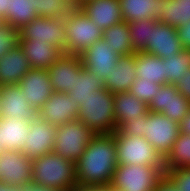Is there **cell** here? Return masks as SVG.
I'll return each mask as SVG.
<instances>
[{"mask_svg": "<svg viewBox=\"0 0 190 191\" xmlns=\"http://www.w3.org/2000/svg\"><path fill=\"white\" fill-rule=\"evenodd\" d=\"M117 163L123 165H151L164 167V158L144 137L114 131Z\"/></svg>", "mask_w": 190, "mask_h": 191, "instance_id": "6", "label": "cell"}, {"mask_svg": "<svg viewBox=\"0 0 190 191\" xmlns=\"http://www.w3.org/2000/svg\"><path fill=\"white\" fill-rule=\"evenodd\" d=\"M79 114V105L68 93L53 91L37 111V116L54 126H60L77 119Z\"/></svg>", "mask_w": 190, "mask_h": 191, "instance_id": "13", "label": "cell"}, {"mask_svg": "<svg viewBox=\"0 0 190 191\" xmlns=\"http://www.w3.org/2000/svg\"><path fill=\"white\" fill-rule=\"evenodd\" d=\"M114 116L116 130L125 122L140 117L148 110V105L132 95L129 91L114 94Z\"/></svg>", "mask_w": 190, "mask_h": 191, "instance_id": "24", "label": "cell"}, {"mask_svg": "<svg viewBox=\"0 0 190 191\" xmlns=\"http://www.w3.org/2000/svg\"><path fill=\"white\" fill-rule=\"evenodd\" d=\"M155 191H178L172 182L164 176L157 184Z\"/></svg>", "mask_w": 190, "mask_h": 191, "instance_id": "41", "label": "cell"}, {"mask_svg": "<svg viewBox=\"0 0 190 191\" xmlns=\"http://www.w3.org/2000/svg\"><path fill=\"white\" fill-rule=\"evenodd\" d=\"M179 130L182 134H189L190 135V110L188 111L187 115L183 117L181 122L179 123Z\"/></svg>", "mask_w": 190, "mask_h": 191, "instance_id": "43", "label": "cell"}, {"mask_svg": "<svg viewBox=\"0 0 190 191\" xmlns=\"http://www.w3.org/2000/svg\"><path fill=\"white\" fill-rule=\"evenodd\" d=\"M30 121L0 117V147L4 150L22 151L27 139Z\"/></svg>", "mask_w": 190, "mask_h": 191, "instance_id": "22", "label": "cell"}, {"mask_svg": "<svg viewBox=\"0 0 190 191\" xmlns=\"http://www.w3.org/2000/svg\"><path fill=\"white\" fill-rule=\"evenodd\" d=\"M148 110L161 113L179 124L190 110V101L177 90L175 84H163L149 103Z\"/></svg>", "mask_w": 190, "mask_h": 191, "instance_id": "11", "label": "cell"}, {"mask_svg": "<svg viewBox=\"0 0 190 191\" xmlns=\"http://www.w3.org/2000/svg\"><path fill=\"white\" fill-rule=\"evenodd\" d=\"M33 8L39 17L43 18H64L71 7L62 0H32Z\"/></svg>", "mask_w": 190, "mask_h": 191, "instance_id": "34", "label": "cell"}, {"mask_svg": "<svg viewBox=\"0 0 190 191\" xmlns=\"http://www.w3.org/2000/svg\"><path fill=\"white\" fill-rule=\"evenodd\" d=\"M120 56L103 38L80 54L83 67L95 73L103 81L110 77Z\"/></svg>", "mask_w": 190, "mask_h": 191, "instance_id": "14", "label": "cell"}, {"mask_svg": "<svg viewBox=\"0 0 190 191\" xmlns=\"http://www.w3.org/2000/svg\"><path fill=\"white\" fill-rule=\"evenodd\" d=\"M117 166L114 133L96 134L76 161L78 185L109 186Z\"/></svg>", "mask_w": 190, "mask_h": 191, "instance_id": "1", "label": "cell"}, {"mask_svg": "<svg viewBox=\"0 0 190 191\" xmlns=\"http://www.w3.org/2000/svg\"><path fill=\"white\" fill-rule=\"evenodd\" d=\"M32 172L31 185L59 191H71L78 186L76 162L54 152L34 158Z\"/></svg>", "mask_w": 190, "mask_h": 191, "instance_id": "2", "label": "cell"}, {"mask_svg": "<svg viewBox=\"0 0 190 191\" xmlns=\"http://www.w3.org/2000/svg\"><path fill=\"white\" fill-rule=\"evenodd\" d=\"M177 90L190 101V68L185 75L175 83Z\"/></svg>", "mask_w": 190, "mask_h": 191, "instance_id": "40", "label": "cell"}, {"mask_svg": "<svg viewBox=\"0 0 190 191\" xmlns=\"http://www.w3.org/2000/svg\"><path fill=\"white\" fill-rule=\"evenodd\" d=\"M113 108L114 94L106 88L100 89L79 106L77 119L96 134H112L116 130Z\"/></svg>", "mask_w": 190, "mask_h": 191, "instance_id": "3", "label": "cell"}, {"mask_svg": "<svg viewBox=\"0 0 190 191\" xmlns=\"http://www.w3.org/2000/svg\"><path fill=\"white\" fill-rule=\"evenodd\" d=\"M90 1H93V0H78V8L83 5L84 3H88Z\"/></svg>", "mask_w": 190, "mask_h": 191, "instance_id": "48", "label": "cell"}, {"mask_svg": "<svg viewBox=\"0 0 190 191\" xmlns=\"http://www.w3.org/2000/svg\"><path fill=\"white\" fill-rule=\"evenodd\" d=\"M19 40L50 43L65 53L64 18L37 17L19 30Z\"/></svg>", "mask_w": 190, "mask_h": 191, "instance_id": "9", "label": "cell"}, {"mask_svg": "<svg viewBox=\"0 0 190 191\" xmlns=\"http://www.w3.org/2000/svg\"><path fill=\"white\" fill-rule=\"evenodd\" d=\"M136 78L134 54L121 55L113 67L110 77L104 81V87L113 94L129 91Z\"/></svg>", "mask_w": 190, "mask_h": 191, "instance_id": "21", "label": "cell"}, {"mask_svg": "<svg viewBox=\"0 0 190 191\" xmlns=\"http://www.w3.org/2000/svg\"><path fill=\"white\" fill-rule=\"evenodd\" d=\"M178 38L183 50H190V21H185L184 26L176 28Z\"/></svg>", "mask_w": 190, "mask_h": 191, "instance_id": "39", "label": "cell"}, {"mask_svg": "<svg viewBox=\"0 0 190 191\" xmlns=\"http://www.w3.org/2000/svg\"><path fill=\"white\" fill-rule=\"evenodd\" d=\"M123 21L155 20L160 0H119Z\"/></svg>", "mask_w": 190, "mask_h": 191, "instance_id": "27", "label": "cell"}, {"mask_svg": "<svg viewBox=\"0 0 190 191\" xmlns=\"http://www.w3.org/2000/svg\"><path fill=\"white\" fill-rule=\"evenodd\" d=\"M18 85L28 99V104L36 111L41 109L54 91L48 72L43 69L31 68Z\"/></svg>", "mask_w": 190, "mask_h": 191, "instance_id": "17", "label": "cell"}, {"mask_svg": "<svg viewBox=\"0 0 190 191\" xmlns=\"http://www.w3.org/2000/svg\"><path fill=\"white\" fill-rule=\"evenodd\" d=\"M136 63V78L153 81L156 84H166L163 59L145 52L134 53Z\"/></svg>", "mask_w": 190, "mask_h": 191, "instance_id": "25", "label": "cell"}, {"mask_svg": "<svg viewBox=\"0 0 190 191\" xmlns=\"http://www.w3.org/2000/svg\"><path fill=\"white\" fill-rule=\"evenodd\" d=\"M19 44L32 69L47 70L62 54H64L60 49L46 42L19 40Z\"/></svg>", "mask_w": 190, "mask_h": 191, "instance_id": "23", "label": "cell"}, {"mask_svg": "<svg viewBox=\"0 0 190 191\" xmlns=\"http://www.w3.org/2000/svg\"><path fill=\"white\" fill-rule=\"evenodd\" d=\"M19 44V30L8 23L0 22V58Z\"/></svg>", "mask_w": 190, "mask_h": 191, "instance_id": "36", "label": "cell"}, {"mask_svg": "<svg viewBox=\"0 0 190 191\" xmlns=\"http://www.w3.org/2000/svg\"><path fill=\"white\" fill-rule=\"evenodd\" d=\"M74 90L69 94L70 98L80 106L89 99L97 90L104 89V81L101 80L95 73L82 67L76 73V82Z\"/></svg>", "mask_w": 190, "mask_h": 191, "instance_id": "28", "label": "cell"}, {"mask_svg": "<svg viewBox=\"0 0 190 191\" xmlns=\"http://www.w3.org/2000/svg\"><path fill=\"white\" fill-rule=\"evenodd\" d=\"M79 9L102 31L123 21L119 0H93Z\"/></svg>", "mask_w": 190, "mask_h": 191, "instance_id": "20", "label": "cell"}, {"mask_svg": "<svg viewBox=\"0 0 190 191\" xmlns=\"http://www.w3.org/2000/svg\"><path fill=\"white\" fill-rule=\"evenodd\" d=\"M165 176L178 191H190V167L167 169Z\"/></svg>", "mask_w": 190, "mask_h": 191, "instance_id": "37", "label": "cell"}, {"mask_svg": "<svg viewBox=\"0 0 190 191\" xmlns=\"http://www.w3.org/2000/svg\"><path fill=\"white\" fill-rule=\"evenodd\" d=\"M149 110L138 118H134L125 122L119 130L125 135L140 136L143 137L144 123Z\"/></svg>", "mask_w": 190, "mask_h": 191, "instance_id": "38", "label": "cell"}, {"mask_svg": "<svg viewBox=\"0 0 190 191\" xmlns=\"http://www.w3.org/2000/svg\"><path fill=\"white\" fill-rule=\"evenodd\" d=\"M164 176V167L118 164L109 186L115 191H155Z\"/></svg>", "mask_w": 190, "mask_h": 191, "instance_id": "5", "label": "cell"}, {"mask_svg": "<svg viewBox=\"0 0 190 191\" xmlns=\"http://www.w3.org/2000/svg\"><path fill=\"white\" fill-rule=\"evenodd\" d=\"M0 114L1 117H14L31 121L37 117V111L28 104V99L18 84L0 87Z\"/></svg>", "mask_w": 190, "mask_h": 191, "instance_id": "18", "label": "cell"}, {"mask_svg": "<svg viewBox=\"0 0 190 191\" xmlns=\"http://www.w3.org/2000/svg\"><path fill=\"white\" fill-rule=\"evenodd\" d=\"M166 84H175L190 68V50H182L170 59H163Z\"/></svg>", "mask_w": 190, "mask_h": 191, "instance_id": "32", "label": "cell"}, {"mask_svg": "<svg viewBox=\"0 0 190 191\" xmlns=\"http://www.w3.org/2000/svg\"><path fill=\"white\" fill-rule=\"evenodd\" d=\"M159 87L160 85L154 83L153 81L135 78L129 92L146 105H149L153 97H155V93L159 90Z\"/></svg>", "mask_w": 190, "mask_h": 191, "instance_id": "35", "label": "cell"}, {"mask_svg": "<svg viewBox=\"0 0 190 191\" xmlns=\"http://www.w3.org/2000/svg\"><path fill=\"white\" fill-rule=\"evenodd\" d=\"M67 3L72 9L78 8V0H62Z\"/></svg>", "mask_w": 190, "mask_h": 191, "instance_id": "47", "label": "cell"}, {"mask_svg": "<svg viewBox=\"0 0 190 191\" xmlns=\"http://www.w3.org/2000/svg\"><path fill=\"white\" fill-rule=\"evenodd\" d=\"M102 38L106 43H109L119 55H130L135 53L131 46L129 26L125 21H121L105 29L102 33Z\"/></svg>", "mask_w": 190, "mask_h": 191, "instance_id": "29", "label": "cell"}, {"mask_svg": "<svg viewBox=\"0 0 190 191\" xmlns=\"http://www.w3.org/2000/svg\"><path fill=\"white\" fill-rule=\"evenodd\" d=\"M22 188L20 187H13L9 184L0 182V191H21Z\"/></svg>", "mask_w": 190, "mask_h": 191, "instance_id": "46", "label": "cell"}, {"mask_svg": "<svg viewBox=\"0 0 190 191\" xmlns=\"http://www.w3.org/2000/svg\"><path fill=\"white\" fill-rule=\"evenodd\" d=\"M9 0H0V20L5 21L8 18Z\"/></svg>", "mask_w": 190, "mask_h": 191, "instance_id": "44", "label": "cell"}, {"mask_svg": "<svg viewBox=\"0 0 190 191\" xmlns=\"http://www.w3.org/2000/svg\"><path fill=\"white\" fill-rule=\"evenodd\" d=\"M156 21L169 26H184L185 21H190V1L160 0Z\"/></svg>", "mask_w": 190, "mask_h": 191, "instance_id": "26", "label": "cell"}, {"mask_svg": "<svg viewBox=\"0 0 190 191\" xmlns=\"http://www.w3.org/2000/svg\"><path fill=\"white\" fill-rule=\"evenodd\" d=\"M21 191H59V190L52 189V188H46V187H39V186H35V185H28V186L22 188Z\"/></svg>", "mask_w": 190, "mask_h": 191, "instance_id": "45", "label": "cell"}, {"mask_svg": "<svg viewBox=\"0 0 190 191\" xmlns=\"http://www.w3.org/2000/svg\"><path fill=\"white\" fill-rule=\"evenodd\" d=\"M155 22V20H138L127 23L130 30L131 46L135 53L143 52L146 49L150 27Z\"/></svg>", "mask_w": 190, "mask_h": 191, "instance_id": "33", "label": "cell"}, {"mask_svg": "<svg viewBox=\"0 0 190 191\" xmlns=\"http://www.w3.org/2000/svg\"><path fill=\"white\" fill-rule=\"evenodd\" d=\"M55 131L56 126L37 116L30 121L27 140L24 141V148L21 152L31 160L52 153Z\"/></svg>", "mask_w": 190, "mask_h": 191, "instance_id": "12", "label": "cell"}, {"mask_svg": "<svg viewBox=\"0 0 190 191\" xmlns=\"http://www.w3.org/2000/svg\"><path fill=\"white\" fill-rule=\"evenodd\" d=\"M190 167V135L180 133L164 158V169Z\"/></svg>", "mask_w": 190, "mask_h": 191, "instance_id": "31", "label": "cell"}, {"mask_svg": "<svg viewBox=\"0 0 190 191\" xmlns=\"http://www.w3.org/2000/svg\"><path fill=\"white\" fill-rule=\"evenodd\" d=\"M71 191H112L110 186H85L78 185L74 187Z\"/></svg>", "mask_w": 190, "mask_h": 191, "instance_id": "42", "label": "cell"}, {"mask_svg": "<svg viewBox=\"0 0 190 191\" xmlns=\"http://www.w3.org/2000/svg\"><path fill=\"white\" fill-rule=\"evenodd\" d=\"M7 9L8 18L4 22L17 30L39 17L33 8L32 0H9V8Z\"/></svg>", "mask_w": 190, "mask_h": 191, "instance_id": "30", "label": "cell"}, {"mask_svg": "<svg viewBox=\"0 0 190 191\" xmlns=\"http://www.w3.org/2000/svg\"><path fill=\"white\" fill-rule=\"evenodd\" d=\"M30 69L23 49L20 44L16 45L0 58V87L20 83Z\"/></svg>", "mask_w": 190, "mask_h": 191, "instance_id": "19", "label": "cell"}, {"mask_svg": "<svg viewBox=\"0 0 190 191\" xmlns=\"http://www.w3.org/2000/svg\"><path fill=\"white\" fill-rule=\"evenodd\" d=\"M179 134L178 123L161 113L149 111L144 123L143 137L163 158L170 152Z\"/></svg>", "mask_w": 190, "mask_h": 191, "instance_id": "8", "label": "cell"}, {"mask_svg": "<svg viewBox=\"0 0 190 191\" xmlns=\"http://www.w3.org/2000/svg\"><path fill=\"white\" fill-rule=\"evenodd\" d=\"M95 135L78 119L56 126L53 152L76 162Z\"/></svg>", "mask_w": 190, "mask_h": 191, "instance_id": "7", "label": "cell"}, {"mask_svg": "<svg viewBox=\"0 0 190 191\" xmlns=\"http://www.w3.org/2000/svg\"><path fill=\"white\" fill-rule=\"evenodd\" d=\"M83 67L80 55L62 54L48 69L49 80L55 92L74 90L76 73Z\"/></svg>", "mask_w": 190, "mask_h": 191, "instance_id": "16", "label": "cell"}, {"mask_svg": "<svg viewBox=\"0 0 190 191\" xmlns=\"http://www.w3.org/2000/svg\"><path fill=\"white\" fill-rule=\"evenodd\" d=\"M148 39V45L143 52L158 56L162 59H170L174 54L183 50L176 27L174 26L156 21L150 27Z\"/></svg>", "mask_w": 190, "mask_h": 191, "instance_id": "15", "label": "cell"}, {"mask_svg": "<svg viewBox=\"0 0 190 191\" xmlns=\"http://www.w3.org/2000/svg\"><path fill=\"white\" fill-rule=\"evenodd\" d=\"M32 160L21 151L0 152V182L24 188L32 183Z\"/></svg>", "mask_w": 190, "mask_h": 191, "instance_id": "10", "label": "cell"}, {"mask_svg": "<svg viewBox=\"0 0 190 191\" xmlns=\"http://www.w3.org/2000/svg\"><path fill=\"white\" fill-rule=\"evenodd\" d=\"M65 54L80 55L102 38L103 31L79 8H73L64 17Z\"/></svg>", "mask_w": 190, "mask_h": 191, "instance_id": "4", "label": "cell"}]
</instances>
